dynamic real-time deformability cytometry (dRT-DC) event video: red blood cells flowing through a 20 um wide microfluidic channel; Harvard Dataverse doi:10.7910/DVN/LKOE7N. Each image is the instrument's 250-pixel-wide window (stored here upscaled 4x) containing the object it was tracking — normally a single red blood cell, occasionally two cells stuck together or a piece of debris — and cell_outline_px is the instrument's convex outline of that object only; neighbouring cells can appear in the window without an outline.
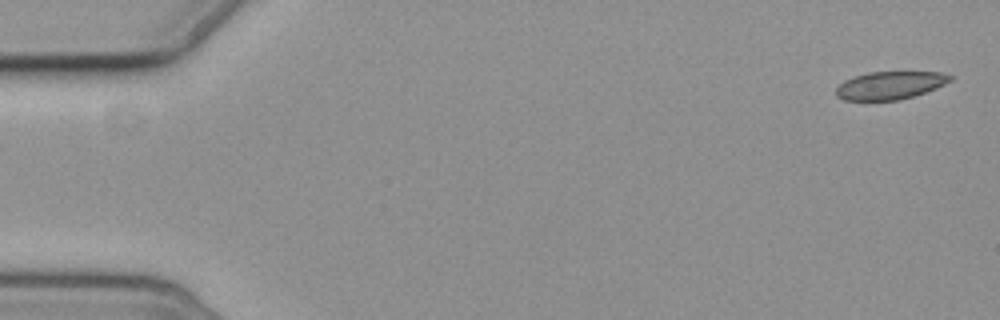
{"species": "common noctule bat (a hibernating species)", "species_latin": "Nyctalus noctula", "temperature_condition": "cold", "stored_images_in_passage": 6, "camera_frame_rate_fps": 3000, "um_per_image_px": 0.085, "animal": {"sex": "female", "body_mass_g": 19.3, "forearm_length_mm": 54.1}, "frame": {"image": 1, "passage_image": 1, "time_ms": 0.0, "image_size_px": [1000, 320], "cell_outline_px": [[952, 80], [936, 88], [900, 100], [844, 100], [836, 96], [836, 88], [844, 80], [868, 72], [940, 72], [952, 76]], "centroid_in_image_um": [75.64, 7.25], "position_along_channel_um": 9.4, "area_um2": 18.38}}
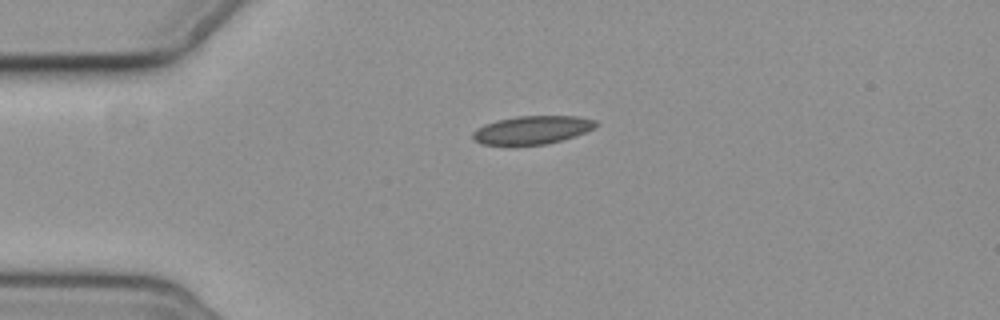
{"frame": {"image": 2, "passage_image": 4, "time_ms": 4.0, "image_size_px": [1000, 320], "cell_outline_px": [[600, 124], [596, 128], [548, 144], [508, 148], [480, 144], [472, 136], [472, 132], [476, 128], [484, 124], [496, 120], [516, 116], [580, 116], [596, 120]], "centroid_in_image_um": [45.18, 11.08], "position_along_channel_um": 39.8, "area_um2": 21.15}}
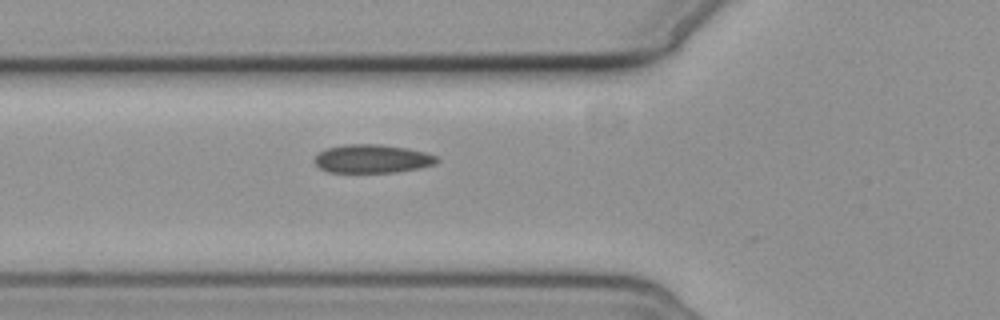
{"frame": {"image": 3, "passage_image": 6, "time_ms": 6.333, "image_size_px": [1000, 320], "cell_outline_px": [[440, 160], [436, 164], [420, 168], [396, 172], [328, 172], [320, 168], [316, 164], [316, 156], [320, 152], [328, 148], [348, 144], [380, 144], [408, 148], [424, 152], [436, 156]], "centroid_in_image_um": [31.69, 13.49], "position_along_channel_um": 94.1, "area_um2": 20.17}}